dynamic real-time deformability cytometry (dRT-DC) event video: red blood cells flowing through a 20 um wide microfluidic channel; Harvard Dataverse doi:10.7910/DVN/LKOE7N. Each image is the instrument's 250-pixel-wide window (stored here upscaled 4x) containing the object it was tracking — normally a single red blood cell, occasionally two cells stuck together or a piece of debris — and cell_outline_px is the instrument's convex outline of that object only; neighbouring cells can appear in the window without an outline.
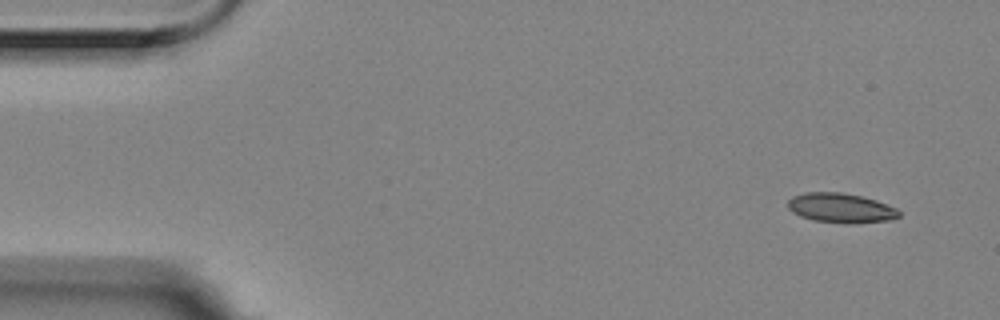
{"species": "Egyptian fruit bat (a non-hibernating species)", "species_latin": "Rousettus aegyptiacus", "temperature_condition": "room temperature", "stored_images_in_passage": 4, "camera_frame_rate_fps": 3000, "um_per_image_px": 0.085, "animal": {"sex": "female"}, "frame": {"image": 1, "passage_image": 1, "time_ms": 0.0, "image_size_px": [1000, 320], "cell_outline_px": [[900, 216], [892, 220], [856, 224], [844, 224], [812, 220], [800, 216], [792, 212], [788, 208], [788, 200], [792, 196], [804, 192], [840, 192], [860, 196], [876, 200], [896, 208], [900, 212]], "centroid_in_image_um": [71.47, 17.69], "position_along_channel_um": 13.5, "area_um2": 19.48}}